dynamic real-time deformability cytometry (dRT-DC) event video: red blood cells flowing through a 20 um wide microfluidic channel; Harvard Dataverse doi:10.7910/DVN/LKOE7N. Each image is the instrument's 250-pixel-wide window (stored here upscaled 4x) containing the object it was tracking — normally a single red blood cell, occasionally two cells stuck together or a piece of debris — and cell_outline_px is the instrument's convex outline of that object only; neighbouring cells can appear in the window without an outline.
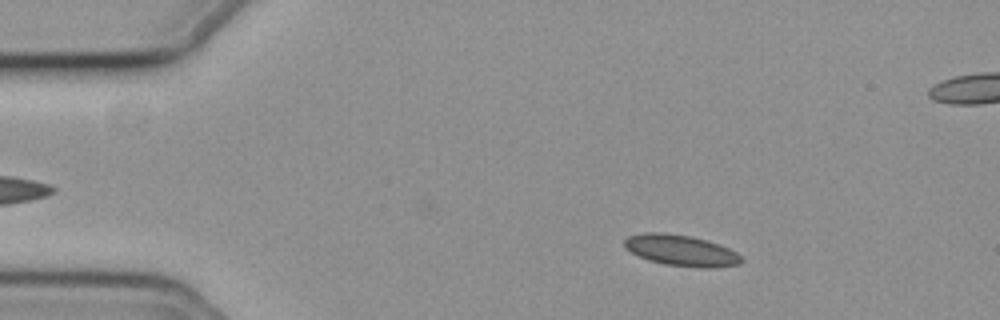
{"species": "common noctule bat (a hibernating species)", "species_latin": "Nyctalus noctula", "temperature_condition": "cold", "stored_images_in_passage": 56, "camera_frame_rate_fps": 3000, "um_per_image_px": 0.085, "animal": {"sex": "female", "body_mass_g": 19.3, "forearm_length_mm": 54.1}, "frame": {"image": 1, "passage_image": 9, "time_ms": 2.667, "image_size_px": [1000, 320], "cell_outline_px": [[744, 260], [740, 264], [716, 268], [700, 268], [664, 264], [648, 260], [624, 248], [624, 240], [628, 236], [644, 232], [664, 232], [692, 236], [708, 240], [720, 244], [736, 252]], "centroid_in_image_um": [57.91, 21.28], "position_along_channel_um": 27.1, "area_um2": 21.44}}
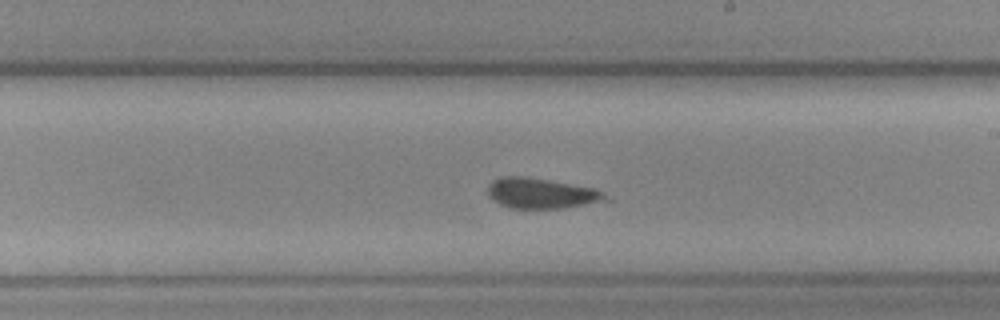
{"frame": {"image": 2, "passage_image": 32, "time_ms": 10.333, "image_size_px": [1000, 320], "cell_outline_px": [[612, 200], [564, 208], [508, 208], [492, 200], [488, 196], [488, 184], [492, 180], [500, 176], [520, 176], [548, 180], [596, 188], [604, 192]], "centroid_in_image_um": [46.02, 16.43], "position_along_channel_um": 243.0, "area_um2": 21.1}}
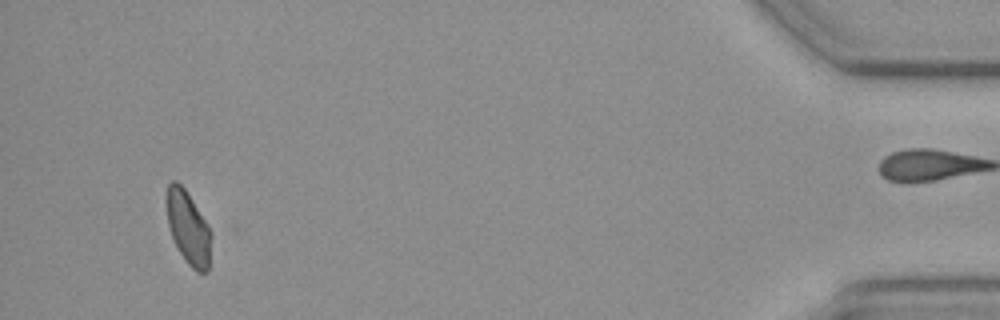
{"frame": {"image": 3, "passage_image": 53, "time_ms": 17.333, "image_size_px": [1000, 320], "cell_outline_px": [[212, 236], [208, 268], [204, 272], [196, 272], [188, 264], [180, 252], [172, 236], [168, 224], [168, 184], [172, 180], [176, 180], [184, 188], [208, 224]], "centroid_in_image_um": [16.03, 19.38], "position_along_channel_um": 419.2, "area_um2": 18.5}, "authors_computed_cell_mechanics": {"area_um2": 20.5479, "velocity_mm_per_s": 3.6641, "shape_relaxation_time_tau1_ms": null, "shape_relaxation_time_tau2_ms": 4.3729, "deformation_change_tau1": null, "deformation_change_tau2": 0.1182}}